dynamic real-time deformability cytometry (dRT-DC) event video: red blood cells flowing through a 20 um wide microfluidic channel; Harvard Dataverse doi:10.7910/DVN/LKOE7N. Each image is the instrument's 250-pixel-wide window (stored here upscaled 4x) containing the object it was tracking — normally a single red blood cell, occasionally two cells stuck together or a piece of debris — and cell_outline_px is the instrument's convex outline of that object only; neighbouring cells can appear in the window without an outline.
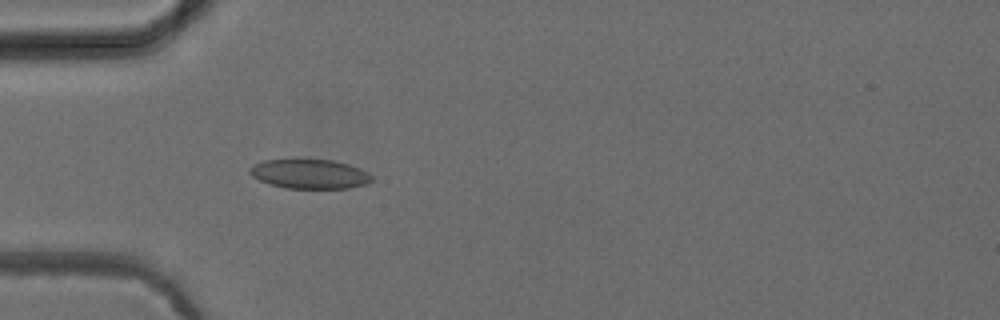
{"species": "common noctule bat (a hibernating species)", "species_latin": "Nyctalus noctula", "temperature_condition": "cold", "stored_images_in_passage": 41, "camera_frame_rate_fps": 3000, "um_per_image_px": 0.085, "animal": {"sex": "female", "body_mass_g": 24.6, "forearm_length_mm": 56.2}, "frame": {"image": 1, "passage_image": 5, "time_ms": 1.333, "image_size_px": [1000, 320], "cell_outline_px": [[372, 180], [364, 184], [348, 188], [288, 188], [272, 184], [260, 180], [252, 176], [248, 172], [248, 168], [264, 160], [332, 160], [348, 164], [360, 168], [368, 172], [372, 176]], "centroid_in_image_um": [26.33, 14.78], "position_along_channel_um": 58.7, "area_um2": 20.58}}
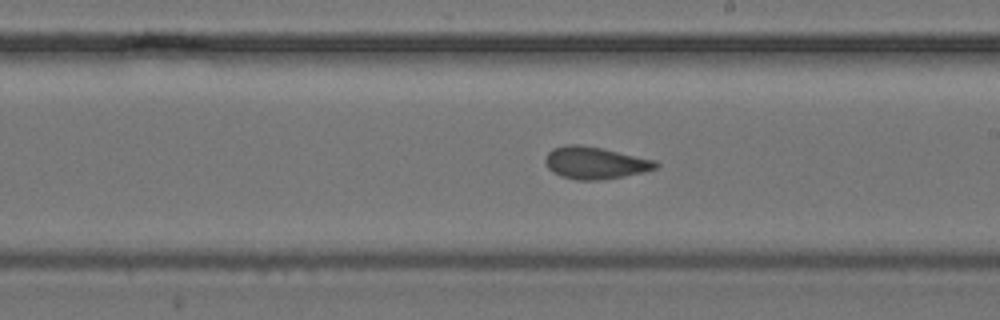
{"frame": {"image": 2, "passage_image": 19, "time_ms": 6.0, "image_size_px": [1000, 320], "cell_outline_px": [[660, 164], [656, 168], [644, 172], [624, 176], [600, 180], [576, 180], [560, 176], [552, 172], [548, 168], [544, 160], [548, 152], [552, 148], [564, 144], [580, 144], [604, 148], [656, 160]], "centroid_in_image_um": [50.57, 13.83], "position_along_channel_um": 238.4, "area_um2": 21.04}}
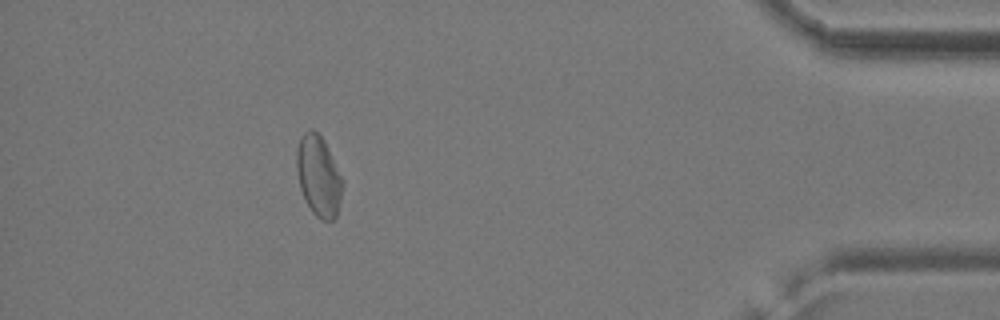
{"frame": {"image": 3, "passage_image": 36, "time_ms": 11.667, "image_size_px": [1000, 320], "cell_outline_px": [[344, 184], [336, 216], [332, 220], [320, 220], [312, 212], [300, 188], [296, 168], [296, 152], [300, 136], [304, 132], [312, 128], [324, 140], [344, 180]], "centroid_in_image_um": [27.08, 14.94], "position_along_channel_um": 408.1, "area_um2": 21.62}, "authors_computed_cell_mechanics": {"area_um2": 21.0392, "velocity_mm_per_s": 3.9369, "shape_relaxation_time_tau1_ms": null, "shape_relaxation_time_tau2_ms": 1.0158, "deformation_change_tau1": null, "deformation_change_tau2": 0.0568}}